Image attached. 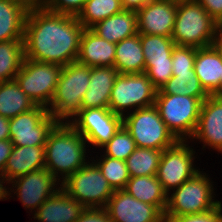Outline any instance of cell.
<instances>
[{"label": "cell", "mask_w": 222, "mask_h": 222, "mask_svg": "<svg viewBox=\"0 0 222 222\" xmlns=\"http://www.w3.org/2000/svg\"><path fill=\"white\" fill-rule=\"evenodd\" d=\"M221 222H222V201H221Z\"/></svg>", "instance_id": "48"}, {"label": "cell", "mask_w": 222, "mask_h": 222, "mask_svg": "<svg viewBox=\"0 0 222 222\" xmlns=\"http://www.w3.org/2000/svg\"><path fill=\"white\" fill-rule=\"evenodd\" d=\"M37 105L21 90L16 80L0 82V115L12 119Z\"/></svg>", "instance_id": "28"}, {"label": "cell", "mask_w": 222, "mask_h": 222, "mask_svg": "<svg viewBox=\"0 0 222 222\" xmlns=\"http://www.w3.org/2000/svg\"><path fill=\"white\" fill-rule=\"evenodd\" d=\"M10 185V199H19L32 214L60 188V182L46 168L18 177Z\"/></svg>", "instance_id": "14"}, {"label": "cell", "mask_w": 222, "mask_h": 222, "mask_svg": "<svg viewBox=\"0 0 222 222\" xmlns=\"http://www.w3.org/2000/svg\"><path fill=\"white\" fill-rule=\"evenodd\" d=\"M87 0H41V6L50 12L78 16Z\"/></svg>", "instance_id": "36"}, {"label": "cell", "mask_w": 222, "mask_h": 222, "mask_svg": "<svg viewBox=\"0 0 222 222\" xmlns=\"http://www.w3.org/2000/svg\"><path fill=\"white\" fill-rule=\"evenodd\" d=\"M207 13L219 23L222 20V0H197Z\"/></svg>", "instance_id": "39"}, {"label": "cell", "mask_w": 222, "mask_h": 222, "mask_svg": "<svg viewBox=\"0 0 222 222\" xmlns=\"http://www.w3.org/2000/svg\"><path fill=\"white\" fill-rule=\"evenodd\" d=\"M193 146L190 141H177L163 150L156 176L167 194L201 171L194 161L197 153Z\"/></svg>", "instance_id": "11"}, {"label": "cell", "mask_w": 222, "mask_h": 222, "mask_svg": "<svg viewBox=\"0 0 222 222\" xmlns=\"http://www.w3.org/2000/svg\"><path fill=\"white\" fill-rule=\"evenodd\" d=\"M145 57V74L159 90L172 75V51L175 46L171 37L140 34Z\"/></svg>", "instance_id": "15"}, {"label": "cell", "mask_w": 222, "mask_h": 222, "mask_svg": "<svg viewBox=\"0 0 222 222\" xmlns=\"http://www.w3.org/2000/svg\"><path fill=\"white\" fill-rule=\"evenodd\" d=\"M87 148L89 145L79 132L68 122H59L45 143V168L62 183L91 160Z\"/></svg>", "instance_id": "2"}, {"label": "cell", "mask_w": 222, "mask_h": 222, "mask_svg": "<svg viewBox=\"0 0 222 222\" xmlns=\"http://www.w3.org/2000/svg\"><path fill=\"white\" fill-rule=\"evenodd\" d=\"M112 222H165L157 207L135 199L125 190H114L104 208Z\"/></svg>", "instance_id": "16"}, {"label": "cell", "mask_w": 222, "mask_h": 222, "mask_svg": "<svg viewBox=\"0 0 222 222\" xmlns=\"http://www.w3.org/2000/svg\"><path fill=\"white\" fill-rule=\"evenodd\" d=\"M85 209L60 187L33 213L32 218L34 222H75Z\"/></svg>", "instance_id": "19"}, {"label": "cell", "mask_w": 222, "mask_h": 222, "mask_svg": "<svg viewBox=\"0 0 222 222\" xmlns=\"http://www.w3.org/2000/svg\"><path fill=\"white\" fill-rule=\"evenodd\" d=\"M116 43L100 38L90 28H85L80 38L76 62L89 67L114 66Z\"/></svg>", "instance_id": "21"}, {"label": "cell", "mask_w": 222, "mask_h": 222, "mask_svg": "<svg viewBox=\"0 0 222 222\" xmlns=\"http://www.w3.org/2000/svg\"><path fill=\"white\" fill-rule=\"evenodd\" d=\"M222 65V42L196 48L194 70L205 91L209 95H220Z\"/></svg>", "instance_id": "20"}, {"label": "cell", "mask_w": 222, "mask_h": 222, "mask_svg": "<svg viewBox=\"0 0 222 222\" xmlns=\"http://www.w3.org/2000/svg\"><path fill=\"white\" fill-rule=\"evenodd\" d=\"M84 29L77 16L53 13L40 6L27 14L24 58L62 66L74 63Z\"/></svg>", "instance_id": "1"}, {"label": "cell", "mask_w": 222, "mask_h": 222, "mask_svg": "<svg viewBox=\"0 0 222 222\" xmlns=\"http://www.w3.org/2000/svg\"><path fill=\"white\" fill-rule=\"evenodd\" d=\"M135 149L134 139L122 125L110 141L102 146L99 151L105 156L125 161Z\"/></svg>", "instance_id": "34"}, {"label": "cell", "mask_w": 222, "mask_h": 222, "mask_svg": "<svg viewBox=\"0 0 222 222\" xmlns=\"http://www.w3.org/2000/svg\"><path fill=\"white\" fill-rule=\"evenodd\" d=\"M196 48L175 45L172 51V73H189L194 69Z\"/></svg>", "instance_id": "35"}, {"label": "cell", "mask_w": 222, "mask_h": 222, "mask_svg": "<svg viewBox=\"0 0 222 222\" xmlns=\"http://www.w3.org/2000/svg\"><path fill=\"white\" fill-rule=\"evenodd\" d=\"M121 0H87L77 19L84 28L123 11Z\"/></svg>", "instance_id": "32"}, {"label": "cell", "mask_w": 222, "mask_h": 222, "mask_svg": "<svg viewBox=\"0 0 222 222\" xmlns=\"http://www.w3.org/2000/svg\"><path fill=\"white\" fill-rule=\"evenodd\" d=\"M157 91L144 72L119 73L112 88L108 108L123 117L137 109L155 105Z\"/></svg>", "instance_id": "8"}, {"label": "cell", "mask_w": 222, "mask_h": 222, "mask_svg": "<svg viewBox=\"0 0 222 222\" xmlns=\"http://www.w3.org/2000/svg\"><path fill=\"white\" fill-rule=\"evenodd\" d=\"M218 24H219V41L222 42V20Z\"/></svg>", "instance_id": "45"}, {"label": "cell", "mask_w": 222, "mask_h": 222, "mask_svg": "<svg viewBox=\"0 0 222 222\" xmlns=\"http://www.w3.org/2000/svg\"><path fill=\"white\" fill-rule=\"evenodd\" d=\"M145 62L139 33L116 43L114 67L120 74L143 73Z\"/></svg>", "instance_id": "25"}, {"label": "cell", "mask_w": 222, "mask_h": 222, "mask_svg": "<svg viewBox=\"0 0 222 222\" xmlns=\"http://www.w3.org/2000/svg\"><path fill=\"white\" fill-rule=\"evenodd\" d=\"M191 143H202L203 151L222 153V95H209L202 103L199 121Z\"/></svg>", "instance_id": "17"}, {"label": "cell", "mask_w": 222, "mask_h": 222, "mask_svg": "<svg viewBox=\"0 0 222 222\" xmlns=\"http://www.w3.org/2000/svg\"><path fill=\"white\" fill-rule=\"evenodd\" d=\"M124 10L138 11L152 0H121Z\"/></svg>", "instance_id": "41"}, {"label": "cell", "mask_w": 222, "mask_h": 222, "mask_svg": "<svg viewBox=\"0 0 222 222\" xmlns=\"http://www.w3.org/2000/svg\"><path fill=\"white\" fill-rule=\"evenodd\" d=\"M119 72L114 66L91 67L90 82L82 98L81 109L108 108L112 88Z\"/></svg>", "instance_id": "22"}, {"label": "cell", "mask_w": 222, "mask_h": 222, "mask_svg": "<svg viewBox=\"0 0 222 222\" xmlns=\"http://www.w3.org/2000/svg\"><path fill=\"white\" fill-rule=\"evenodd\" d=\"M90 29L100 38L106 39L111 43H119L123 39L138 34L137 12L123 10L120 13L97 22Z\"/></svg>", "instance_id": "24"}, {"label": "cell", "mask_w": 222, "mask_h": 222, "mask_svg": "<svg viewBox=\"0 0 222 222\" xmlns=\"http://www.w3.org/2000/svg\"><path fill=\"white\" fill-rule=\"evenodd\" d=\"M171 38L179 46L208 47L219 42V24L197 0H182Z\"/></svg>", "instance_id": "3"}, {"label": "cell", "mask_w": 222, "mask_h": 222, "mask_svg": "<svg viewBox=\"0 0 222 222\" xmlns=\"http://www.w3.org/2000/svg\"><path fill=\"white\" fill-rule=\"evenodd\" d=\"M220 95H222V65H221V76H220Z\"/></svg>", "instance_id": "46"}, {"label": "cell", "mask_w": 222, "mask_h": 222, "mask_svg": "<svg viewBox=\"0 0 222 222\" xmlns=\"http://www.w3.org/2000/svg\"><path fill=\"white\" fill-rule=\"evenodd\" d=\"M13 143L10 139L0 140V173L4 172V168L8 157L11 155Z\"/></svg>", "instance_id": "40"}, {"label": "cell", "mask_w": 222, "mask_h": 222, "mask_svg": "<svg viewBox=\"0 0 222 222\" xmlns=\"http://www.w3.org/2000/svg\"><path fill=\"white\" fill-rule=\"evenodd\" d=\"M10 139L9 119L0 115V140Z\"/></svg>", "instance_id": "44"}, {"label": "cell", "mask_w": 222, "mask_h": 222, "mask_svg": "<svg viewBox=\"0 0 222 222\" xmlns=\"http://www.w3.org/2000/svg\"><path fill=\"white\" fill-rule=\"evenodd\" d=\"M45 168V145L13 146L3 174L9 181Z\"/></svg>", "instance_id": "23"}, {"label": "cell", "mask_w": 222, "mask_h": 222, "mask_svg": "<svg viewBox=\"0 0 222 222\" xmlns=\"http://www.w3.org/2000/svg\"><path fill=\"white\" fill-rule=\"evenodd\" d=\"M75 222H112L104 208H86Z\"/></svg>", "instance_id": "38"}, {"label": "cell", "mask_w": 222, "mask_h": 222, "mask_svg": "<svg viewBox=\"0 0 222 222\" xmlns=\"http://www.w3.org/2000/svg\"><path fill=\"white\" fill-rule=\"evenodd\" d=\"M172 77L157 91V94L185 95L200 99L209 96L192 69L189 73H172Z\"/></svg>", "instance_id": "29"}, {"label": "cell", "mask_w": 222, "mask_h": 222, "mask_svg": "<svg viewBox=\"0 0 222 222\" xmlns=\"http://www.w3.org/2000/svg\"><path fill=\"white\" fill-rule=\"evenodd\" d=\"M176 14V2L152 0L137 11V31L139 34L171 37Z\"/></svg>", "instance_id": "18"}, {"label": "cell", "mask_w": 222, "mask_h": 222, "mask_svg": "<svg viewBox=\"0 0 222 222\" xmlns=\"http://www.w3.org/2000/svg\"><path fill=\"white\" fill-rule=\"evenodd\" d=\"M58 123L46 107L37 105L9 119L10 141L13 146L45 145L50 132Z\"/></svg>", "instance_id": "13"}, {"label": "cell", "mask_w": 222, "mask_h": 222, "mask_svg": "<svg viewBox=\"0 0 222 222\" xmlns=\"http://www.w3.org/2000/svg\"><path fill=\"white\" fill-rule=\"evenodd\" d=\"M97 154L91 160L98 166L101 173L108 181L113 190H122L125 188L130 176L128 174L126 161L103 155L101 152L100 157ZM97 158V159H96Z\"/></svg>", "instance_id": "33"}, {"label": "cell", "mask_w": 222, "mask_h": 222, "mask_svg": "<svg viewBox=\"0 0 222 222\" xmlns=\"http://www.w3.org/2000/svg\"><path fill=\"white\" fill-rule=\"evenodd\" d=\"M167 1H172V2L178 3V2H180V1H182V0H167Z\"/></svg>", "instance_id": "47"}, {"label": "cell", "mask_w": 222, "mask_h": 222, "mask_svg": "<svg viewBox=\"0 0 222 222\" xmlns=\"http://www.w3.org/2000/svg\"><path fill=\"white\" fill-rule=\"evenodd\" d=\"M123 190L139 201L157 206L165 213L167 193L156 175L130 177Z\"/></svg>", "instance_id": "26"}, {"label": "cell", "mask_w": 222, "mask_h": 222, "mask_svg": "<svg viewBox=\"0 0 222 222\" xmlns=\"http://www.w3.org/2000/svg\"><path fill=\"white\" fill-rule=\"evenodd\" d=\"M60 187L85 208H105L114 192L92 160L69 175Z\"/></svg>", "instance_id": "9"}, {"label": "cell", "mask_w": 222, "mask_h": 222, "mask_svg": "<svg viewBox=\"0 0 222 222\" xmlns=\"http://www.w3.org/2000/svg\"><path fill=\"white\" fill-rule=\"evenodd\" d=\"M91 67L77 62L63 66L48 112L58 122H69L80 110L90 82Z\"/></svg>", "instance_id": "5"}, {"label": "cell", "mask_w": 222, "mask_h": 222, "mask_svg": "<svg viewBox=\"0 0 222 222\" xmlns=\"http://www.w3.org/2000/svg\"><path fill=\"white\" fill-rule=\"evenodd\" d=\"M20 5L28 12L35 10L41 6V0H6Z\"/></svg>", "instance_id": "43"}, {"label": "cell", "mask_w": 222, "mask_h": 222, "mask_svg": "<svg viewBox=\"0 0 222 222\" xmlns=\"http://www.w3.org/2000/svg\"><path fill=\"white\" fill-rule=\"evenodd\" d=\"M27 14L20 5L0 0V42L24 39Z\"/></svg>", "instance_id": "27"}, {"label": "cell", "mask_w": 222, "mask_h": 222, "mask_svg": "<svg viewBox=\"0 0 222 222\" xmlns=\"http://www.w3.org/2000/svg\"><path fill=\"white\" fill-rule=\"evenodd\" d=\"M136 147L165 150L178 140L168 130L155 105L140 108L122 117Z\"/></svg>", "instance_id": "7"}, {"label": "cell", "mask_w": 222, "mask_h": 222, "mask_svg": "<svg viewBox=\"0 0 222 222\" xmlns=\"http://www.w3.org/2000/svg\"><path fill=\"white\" fill-rule=\"evenodd\" d=\"M23 60V40L0 42V82L14 80Z\"/></svg>", "instance_id": "30"}, {"label": "cell", "mask_w": 222, "mask_h": 222, "mask_svg": "<svg viewBox=\"0 0 222 222\" xmlns=\"http://www.w3.org/2000/svg\"><path fill=\"white\" fill-rule=\"evenodd\" d=\"M168 222H221V203L206 212L172 217Z\"/></svg>", "instance_id": "37"}, {"label": "cell", "mask_w": 222, "mask_h": 222, "mask_svg": "<svg viewBox=\"0 0 222 222\" xmlns=\"http://www.w3.org/2000/svg\"><path fill=\"white\" fill-rule=\"evenodd\" d=\"M163 150L136 147L125 160L130 177L157 174Z\"/></svg>", "instance_id": "31"}, {"label": "cell", "mask_w": 222, "mask_h": 222, "mask_svg": "<svg viewBox=\"0 0 222 222\" xmlns=\"http://www.w3.org/2000/svg\"><path fill=\"white\" fill-rule=\"evenodd\" d=\"M62 69L63 66L59 64L24 58L15 80L36 105L48 108Z\"/></svg>", "instance_id": "10"}, {"label": "cell", "mask_w": 222, "mask_h": 222, "mask_svg": "<svg viewBox=\"0 0 222 222\" xmlns=\"http://www.w3.org/2000/svg\"><path fill=\"white\" fill-rule=\"evenodd\" d=\"M9 186H10V181L6 178V176L3 173H0V201L2 200L5 201L10 199Z\"/></svg>", "instance_id": "42"}, {"label": "cell", "mask_w": 222, "mask_h": 222, "mask_svg": "<svg viewBox=\"0 0 222 222\" xmlns=\"http://www.w3.org/2000/svg\"><path fill=\"white\" fill-rule=\"evenodd\" d=\"M88 143L90 150L104 146L122 126V116L109 108L81 109L69 122ZM92 146V147H91Z\"/></svg>", "instance_id": "12"}, {"label": "cell", "mask_w": 222, "mask_h": 222, "mask_svg": "<svg viewBox=\"0 0 222 222\" xmlns=\"http://www.w3.org/2000/svg\"><path fill=\"white\" fill-rule=\"evenodd\" d=\"M202 101L185 95L157 94L155 106L178 141H189L197 128Z\"/></svg>", "instance_id": "6"}, {"label": "cell", "mask_w": 222, "mask_h": 222, "mask_svg": "<svg viewBox=\"0 0 222 222\" xmlns=\"http://www.w3.org/2000/svg\"><path fill=\"white\" fill-rule=\"evenodd\" d=\"M203 170L167 194L165 222L172 217L206 212L221 203V200L215 198V182Z\"/></svg>", "instance_id": "4"}]
</instances>
